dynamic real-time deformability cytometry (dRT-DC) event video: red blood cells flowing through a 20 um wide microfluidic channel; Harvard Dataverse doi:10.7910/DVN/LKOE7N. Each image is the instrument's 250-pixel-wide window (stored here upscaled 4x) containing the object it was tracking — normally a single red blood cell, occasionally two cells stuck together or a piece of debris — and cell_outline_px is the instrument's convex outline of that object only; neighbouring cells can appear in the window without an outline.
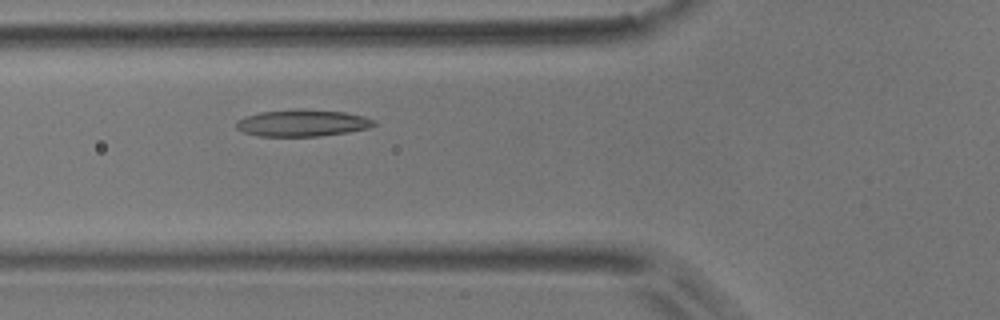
{"species": "common noctule bat (a hibernating species)", "species_latin": "Nyctalus noctula", "temperature_condition": "room temperature", "stored_images_in_passage": 4, "camera_frame_rate_fps": 3000, "um_per_image_px": 0.085, "animal": {"sex": "male", "body_mass_g": 17.9}, "frame": {"image": 1, "passage_image": 4, "time_ms": 4.333, "image_size_px": [1000, 320], "cell_outline_px": [[376, 124], [372, 128], [348, 132], [320, 136], [260, 136], [244, 132], [236, 128], [236, 120], [260, 112], [296, 108], [344, 112], [364, 116], [376, 120]], "centroid_in_image_um": [25.75, 10.45], "position_along_channel_um": 100.1, "area_um2": 21.68}}